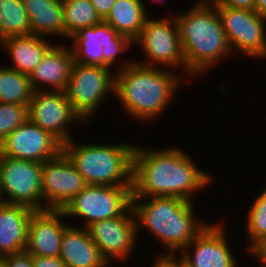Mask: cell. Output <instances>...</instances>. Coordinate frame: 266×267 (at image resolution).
I'll return each mask as SVG.
<instances>
[{
    "label": "cell",
    "mask_w": 266,
    "mask_h": 267,
    "mask_svg": "<svg viewBox=\"0 0 266 267\" xmlns=\"http://www.w3.org/2000/svg\"><path fill=\"white\" fill-rule=\"evenodd\" d=\"M99 44L103 47L104 67L112 68L116 72L127 67L134 60V58L120 59V54L124 52V54H128L126 51H130L131 47L133 48V42L126 36L118 34L115 29L104 21H102V39H100Z\"/></svg>",
    "instance_id": "484cf974"
},
{
    "label": "cell",
    "mask_w": 266,
    "mask_h": 267,
    "mask_svg": "<svg viewBox=\"0 0 266 267\" xmlns=\"http://www.w3.org/2000/svg\"><path fill=\"white\" fill-rule=\"evenodd\" d=\"M86 185L74 163L62 151L42 166L43 210H61Z\"/></svg>",
    "instance_id": "5bb4252c"
},
{
    "label": "cell",
    "mask_w": 266,
    "mask_h": 267,
    "mask_svg": "<svg viewBox=\"0 0 266 267\" xmlns=\"http://www.w3.org/2000/svg\"><path fill=\"white\" fill-rule=\"evenodd\" d=\"M33 267H67L59 256H33Z\"/></svg>",
    "instance_id": "836d02e7"
},
{
    "label": "cell",
    "mask_w": 266,
    "mask_h": 267,
    "mask_svg": "<svg viewBox=\"0 0 266 267\" xmlns=\"http://www.w3.org/2000/svg\"><path fill=\"white\" fill-rule=\"evenodd\" d=\"M133 45L143 53V59L134 58L135 62L175 71L178 69V73L186 78L185 58L174 15L159 18L150 15Z\"/></svg>",
    "instance_id": "8992f818"
},
{
    "label": "cell",
    "mask_w": 266,
    "mask_h": 267,
    "mask_svg": "<svg viewBox=\"0 0 266 267\" xmlns=\"http://www.w3.org/2000/svg\"><path fill=\"white\" fill-rule=\"evenodd\" d=\"M215 6H228L236 9L253 11L256 0H209Z\"/></svg>",
    "instance_id": "1f68e13d"
},
{
    "label": "cell",
    "mask_w": 266,
    "mask_h": 267,
    "mask_svg": "<svg viewBox=\"0 0 266 267\" xmlns=\"http://www.w3.org/2000/svg\"><path fill=\"white\" fill-rule=\"evenodd\" d=\"M30 23V34L57 37L64 42L62 0H22ZM63 38V39H62Z\"/></svg>",
    "instance_id": "44dd1931"
},
{
    "label": "cell",
    "mask_w": 266,
    "mask_h": 267,
    "mask_svg": "<svg viewBox=\"0 0 266 267\" xmlns=\"http://www.w3.org/2000/svg\"><path fill=\"white\" fill-rule=\"evenodd\" d=\"M142 1L144 2V0H142ZM151 1H153L154 3L157 2L156 4H158V3H159V4H160V3H161V4H164V1L167 2V0H151Z\"/></svg>",
    "instance_id": "f35d334b"
},
{
    "label": "cell",
    "mask_w": 266,
    "mask_h": 267,
    "mask_svg": "<svg viewBox=\"0 0 266 267\" xmlns=\"http://www.w3.org/2000/svg\"><path fill=\"white\" fill-rule=\"evenodd\" d=\"M176 267H190L178 253H176Z\"/></svg>",
    "instance_id": "8d00e7d4"
},
{
    "label": "cell",
    "mask_w": 266,
    "mask_h": 267,
    "mask_svg": "<svg viewBox=\"0 0 266 267\" xmlns=\"http://www.w3.org/2000/svg\"><path fill=\"white\" fill-rule=\"evenodd\" d=\"M30 34V23L22 0H0V42L11 36Z\"/></svg>",
    "instance_id": "4316f807"
},
{
    "label": "cell",
    "mask_w": 266,
    "mask_h": 267,
    "mask_svg": "<svg viewBox=\"0 0 266 267\" xmlns=\"http://www.w3.org/2000/svg\"><path fill=\"white\" fill-rule=\"evenodd\" d=\"M71 139L63 151L87 185L132 186L133 152L136 143H82ZM135 144V145H134Z\"/></svg>",
    "instance_id": "5b68a950"
},
{
    "label": "cell",
    "mask_w": 266,
    "mask_h": 267,
    "mask_svg": "<svg viewBox=\"0 0 266 267\" xmlns=\"http://www.w3.org/2000/svg\"><path fill=\"white\" fill-rule=\"evenodd\" d=\"M28 106L0 102V142L28 120Z\"/></svg>",
    "instance_id": "f1b7e54d"
},
{
    "label": "cell",
    "mask_w": 266,
    "mask_h": 267,
    "mask_svg": "<svg viewBox=\"0 0 266 267\" xmlns=\"http://www.w3.org/2000/svg\"><path fill=\"white\" fill-rule=\"evenodd\" d=\"M247 254L256 261L259 260L260 267H266V234L247 251Z\"/></svg>",
    "instance_id": "4dcf8cb0"
},
{
    "label": "cell",
    "mask_w": 266,
    "mask_h": 267,
    "mask_svg": "<svg viewBox=\"0 0 266 267\" xmlns=\"http://www.w3.org/2000/svg\"><path fill=\"white\" fill-rule=\"evenodd\" d=\"M4 257L6 267H33V256L25 251Z\"/></svg>",
    "instance_id": "f546056e"
},
{
    "label": "cell",
    "mask_w": 266,
    "mask_h": 267,
    "mask_svg": "<svg viewBox=\"0 0 266 267\" xmlns=\"http://www.w3.org/2000/svg\"><path fill=\"white\" fill-rule=\"evenodd\" d=\"M256 194L255 199L251 200L252 203L247 207V216L243 220L245 221V234L248 240L244 249L248 251L260 238H262L266 234V185L263 190Z\"/></svg>",
    "instance_id": "83f0119b"
},
{
    "label": "cell",
    "mask_w": 266,
    "mask_h": 267,
    "mask_svg": "<svg viewBox=\"0 0 266 267\" xmlns=\"http://www.w3.org/2000/svg\"><path fill=\"white\" fill-rule=\"evenodd\" d=\"M149 7L142 0H116L103 21L118 34L134 42L140 35L145 21L152 15Z\"/></svg>",
    "instance_id": "7402d4cb"
},
{
    "label": "cell",
    "mask_w": 266,
    "mask_h": 267,
    "mask_svg": "<svg viewBox=\"0 0 266 267\" xmlns=\"http://www.w3.org/2000/svg\"><path fill=\"white\" fill-rule=\"evenodd\" d=\"M195 204L177 197H132L138 237L145 229L158 240L163 253H179L209 223L199 218Z\"/></svg>",
    "instance_id": "277c9868"
},
{
    "label": "cell",
    "mask_w": 266,
    "mask_h": 267,
    "mask_svg": "<svg viewBox=\"0 0 266 267\" xmlns=\"http://www.w3.org/2000/svg\"><path fill=\"white\" fill-rule=\"evenodd\" d=\"M159 252L154 254L151 267H176V253H162L160 249Z\"/></svg>",
    "instance_id": "d6a6232c"
},
{
    "label": "cell",
    "mask_w": 266,
    "mask_h": 267,
    "mask_svg": "<svg viewBox=\"0 0 266 267\" xmlns=\"http://www.w3.org/2000/svg\"><path fill=\"white\" fill-rule=\"evenodd\" d=\"M73 64L74 56L69 44L55 43L28 75L34 91H65Z\"/></svg>",
    "instance_id": "e0dca14e"
},
{
    "label": "cell",
    "mask_w": 266,
    "mask_h": 267,
    "mask_svg": "<svg viewBox=\"0 0 266 267\" xmlns=\"http://www.w3.org/2000/svg\"><path fill=\"white\" fill-rule=\"evenodd\" d=\"M131 189L132 186L86 185L61 210L66 219H81V224L72 225L86 228L93 222L122 216L131 207Z\"/></svg>",
    "instance_id": "ba28073f"
},
{
    "label": "cell",
    "mask_w": 266,
    "mask_h": 267,
    "mask_svg": "<svg viewBox=\"0 0 266 267\" xmlns=\"http://www.w3.org/2000/svg\"><path fill=\"white\" fill-rule=\"evenodd\" d=\"M35 34L11 36L0 42V48L9 56L8 67L29 75L42 61L47 51L55 44L52 39Z\"/></svg>",
    "instance_id": "ffe728a7"
},
{
    "label": "cell",
    "mask_w": 266,
    "mask_h": 267,
    "mask_svg": "<svg viewBox=\"0 0 266 267\" xmlns=\"http://www.w3.org/2000/svg\"><path fill=\"white\" fill-rule=\"evenodd\" d=\"M34 94L29 76L8 65L0 66V102L29 105Z\"/></svg>",
    "instance_id": "cb8c5ba5"
},
{
    "label": "cell",
    "mask_w": 266,
    "mask_h": 267,
    "mask_svg": "<svg viewBox=\"0 0 266 267\" xmlns=\"http://www.w3.org/2000/svg\"><path fill=\"white\" fill-rule=\"evenodd\" d=\"M233 53L246 58L266 59V17L255 10L215 6ZM235 52V53H234Z\"/></svg>",
    "instance_id": "30bf717a"
},
{
    "label": "cell",
    "mask_w": 266,
    "mask_h": 267,
    "mask_svg": "<svg viewBox=\"0 0 266 267\" xmlns=\"http://www.w3.org/2000/svg\"><path fill=\"white\" fill-rule=\"evenodd\" d=\"M182 83L191 85L178 71L133 61L115 72L114 99H118L126 116L140 124H154L170 107L173 98H177Z\"/></svg>",
    "instance_id": "7a4b0ae2"
},
{
    "label": "cell",
    "mask_w": 266,
    "mask_h": 267,
    "mask_svg": "<svg viewBox=\"0 0 266 267\" xmlns=\"http://www.w3.org/2000/svg\"><path fill=\"white\" fill-rule=\"evenodd\" d=\"M86 229L110 266L116 262L124 266L123 263L131 262L134 251L138 250L137 222L132 207L122 216L93 222Z\"/></svg>",
    "instance_id": "8fae6325"
},
{
    "label": "cell",
    "mask_w": 266,
    "mask_h": 267,
    "mask_svg": "<svg viewBox=\"0 0 266 267\" xmlns=\"http://www.w3.org/2000/svg\"><path fill=\"white\" fill-rule=\"evenodd\" d=\"M216 221H210L178 253L190 267H241V265L239 266L240 260H237L238 256L233 254L234 250L231 248L233 245L231 246L227 239L229 232L227 225H224L227 223L226 220L225 222Z\"/></svg>",
    "instance_id": "4fadbf2b"
},
{
    "label": "cell",
    "mask_w": 266,
    "mask_h": 267,
    "mask_svg": "<svg viewBox=\"0 0 266 267\" xmlns=\"http://www.w3.org/2000/svg\"><path fill=\"white\" fill-rule=\"evenodd\" d=\"M0 267H6L5 266V257L4 256H0Z\"/></svg>",
    "instance_id": "74e56055"
},
{
    "label": "cell",
    "mask_w": 266,
    "mask_h": 267,
    "mask_svg": "<svg viewBox=\"0 0 266 267\" xmlns=\"http://www.w3.org/2000/svg\"><path fill=\"white\" fill-rule=\"evenodd\" d=\"M59 257L67 267H111L87 229L71 223L64 229Z\"/></svg>",
    "instance_id": "ac0fdd59"
},
{
    "label": "cell",
    "mask_w": 266,
    "mask_h": 267,
    "mask_svg": "<svg viewBox=\"0 0 266 267\" xmlns=\"http://www.w3.org/2000/svg\"><path fill=\"white\" fill-rule=\"evenodd\" d=\"M28 116L33 124L51 133L63 145L75 137L71 126L86 125L72 109L65 91H34Z\"/></svg>",
    "instance_id": "7c38bea8"
},
{
    "label": "cell",
    "mask_w": 266,
    "mask_h": 267,
    "mask_svg": "<svg viewBox=\"0 0 266 267\" xmlns=\"http://www.w3.org/2000/svg\"><path fill=\"white\" fill-rule=\"evenodd\" d=\"M62 8L66 42L78 30L97 25L103 21L90 0H62Z\"/></svg>",
    "instance_id": "d4e9b609"
},
{
    "label": "cell",
    "mask_w": 266,
    "mask_h": 267,
    "mask_svg": "<svg viewBox=\"0 0 266 267\" xmlns=\"http://www.w3.org/2000/svg\"><path fill=\"white\" fill-rule=\"evenodd\" d=\"M62 210L34 211L28 224L25 252L32 256H59L64 229L70 224Z\"/></svg>",
    "instance_id": "2e32d148"
},
{
    "label": "cell",
    "mask_w": 266,
    "mask_h": 267,
    "mask_svg": "<svg viewBox=\"0 0 266 267\" xmlns=\"http://www.w3.org/2000/svg\"><path fill=\"white\" fill-rule=\"evenodd\" d=\"M43 163L0 156V199L6 204L43 210Z\"/></svg>",
    "instance_id": "9c48e42d"
},
{
    "label": "cell",
    "mask_w": 266,
    "mask_h": 267,
    "mask_svg": "<svg viewBox=\"0 0 266 267\" xmlns=\"http://www.w3.org/2000/svg\"><path fill=\"white\" fill-rule=\"evenodd\" d=\"M169 15H174L178 26L185 58L186 80L190 83L195 81L193 79L196 76L201 77L211 72L224 59H232L233 53L220 16L209 0H196L188 10L174 11V14L172 12Z\"/></svg>",
    "instance_id": "3957f363"
},
{
    "label": "cell",
    "mask_w": 266,
    "mask_h": 267,
    "mask_svg": "<svg viewBox=\"0 0 266 267\" xmlns=\"http://www.w3.org/2000/svg\"><path fill=\"white\" fill-rule=\"evenodd\" d=\"M258 14L266 17V0H256L255 9Z\"/></svg>",
    "instance_id": "d590c367"
},
{
    "label": "cell",
    "mask_w": 266,
    "mask_h": 267,
    "mask_svg": "<svg viewBox=\"0 0 266 267\" xmlns=\"http://www.w3.org/2000/svg\"><path fill=\"white\" fill-rule=\"evenodd\" d=\"M102 39V22L78 30L72 35L67 44L72 49L74 63L103 66V47L99 44Z\"/></svg>",
    "instance_id": "603a6c76"
},
{
    "label": "cell",
    "mask_w": 266,
    "mask_h": 267,
    "mask_svg": "<svg viewBox=\"0 0 266 267\" xmlns=\"http://www.w3.org/2000/svg\"><path fill=\"white\" fill-rule=\"evenodd\" d=\"M63 151V144L29 119L0 142V156L44 163Z\"/></svg>",
    "instance_id": "9a60e30c"
},
{
    "label": "cell",
    "mask_w": 266,
    "mask_h": 267,
    "mask_svg": "<svg viewBox=\"0 0 266 267\" xmlns=\"http://www.w3.org/2000/svg\"><path fill=\"white\" fill-rule=\"evenodd\" d=\"M93 4L96 12L104 20L109 14L111 7L113 6L116 0H90Z\"/></svg>",
    "instance_id": "e575fe53"
},
{
    "label": "cell",
    "mask_w": 266,
    "mask_h": 267,
    "mask_svg": "<svg viewBox=\"0 0 266 267\" xmlns=\"http://www.w3.org/2000/svg\"><path fill=\"white\" fill-rule=\"evenodd\" d=\"M33 212L23 205L0 202V256L25 251L28 224Z\"/></svg>",
    "instance_id": "d6986e66"
},
{
    "label": "cell",
    "mask_w": 266,
    "mask_h": 267,
    "mask_svg": "<svg viewBox=\"0 0 266 267\" xmlns=\"http://www.w3.org/2000/svg\"><path fill=\"white\" fill-rule=\"evenodd\" d=\"M65 93L72 109L86 124L98 114L103 102L115 96V70L74 63ZM108 98V100H107Z\"/></svg>",
    "instance_id": "52a82bcc"
},
{
    "label": "cell",
    "mask_w": 266,
    "mask_h": 267,
    "mask_svg": "<svg viewBox=\"0 0 266 267\" xmlns=\"http://www.w3.org/2000/svg\"><path fill=\"white\" fill-rule=\"evenodd\" d=\"M148 147L137 143L133 152L132 197L166 196L194 202L199 191L214 183L213 173L198 167L185 148Z\"/></svg>",
    "instance_id": "6da1fadb"
}]
</instances>
